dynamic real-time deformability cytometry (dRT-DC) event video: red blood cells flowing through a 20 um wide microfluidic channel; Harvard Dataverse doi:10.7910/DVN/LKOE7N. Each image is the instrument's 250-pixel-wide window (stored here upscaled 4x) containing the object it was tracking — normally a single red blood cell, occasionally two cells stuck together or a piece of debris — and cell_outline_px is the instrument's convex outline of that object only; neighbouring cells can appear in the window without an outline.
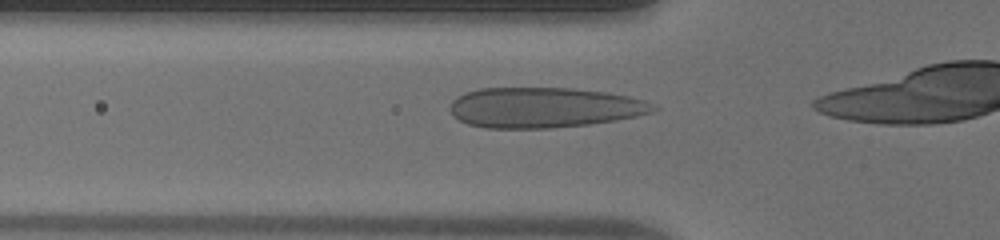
{"species": "human", "species_latin": "Homo sapiens", "temperature_condition": "warm", "stored_images_in_passage": 22, "camera_frame_rate_fps": 3000, "um_per_image_px": 0.085, "donor": {"sex": "male"}, "frame": {"image": 1, "passage_image": 2, "time_ms": 0.333, "image_size_px": [1000, 240], "cell_outline_px": [[660, 108], [652, 112], [636, 116], [616, 120], [588, 124], [552, 128], [484, 128], [468, 124], [460, 120], [448, 108], [452, 100], [456, 96], [464, 92], [480, 88], [572, 88], [608, 92], [628, 96], [644, 100], [656, 104]], "centroid_in_image_um": [46.25, 9.13], "position_along_channel_um": 79.5, "area_um2": 48.03}}
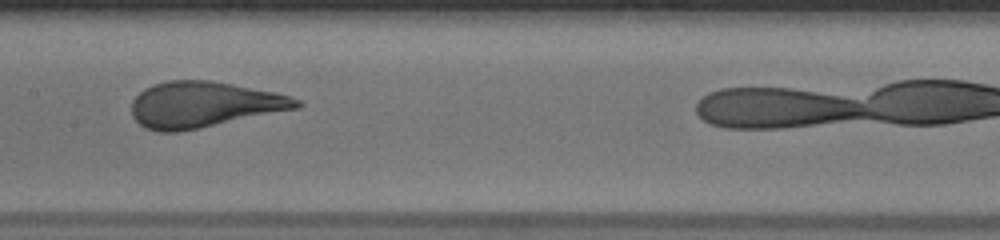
{"frame": {"image": 2, "passage_image": 10, "time_ms": 3.0, "image_size_px": [1000, 240], "cell_outline_px": [[304, 104], [300, 108], [200, 128], [176, 132], [156, 132], [144, 128], [132, 116], [132, 100], [144, 88], [152, 84], [168, 80], [212, 80], [276, 92], [292, 96], [300, 100]], "centroid_in_image_um": [17.34, 8.89], "position_along_channel_um": 190.1, "area_um2": 44.51}}
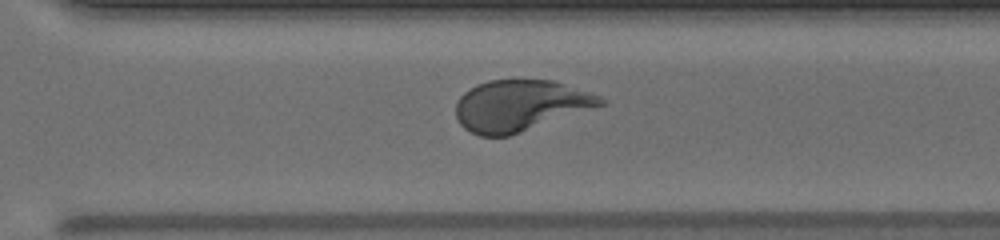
{"frame": {"image": 3, "passage_image": 20, "time_ms": 6.333, "image_size_px": [1000, 240], "cell_outline_px": [[608, 104], [508, 136], [480, 136], [464, 128], [456, 120], [456, 104], [460, 96], [464, 92], [476, 84], [488, 80], [552, 80], [600, 96]], "centroid_in_image_um": [44.2, 8.97], "position_along_channel_um": 326.4, "area_um2": 43.0}}